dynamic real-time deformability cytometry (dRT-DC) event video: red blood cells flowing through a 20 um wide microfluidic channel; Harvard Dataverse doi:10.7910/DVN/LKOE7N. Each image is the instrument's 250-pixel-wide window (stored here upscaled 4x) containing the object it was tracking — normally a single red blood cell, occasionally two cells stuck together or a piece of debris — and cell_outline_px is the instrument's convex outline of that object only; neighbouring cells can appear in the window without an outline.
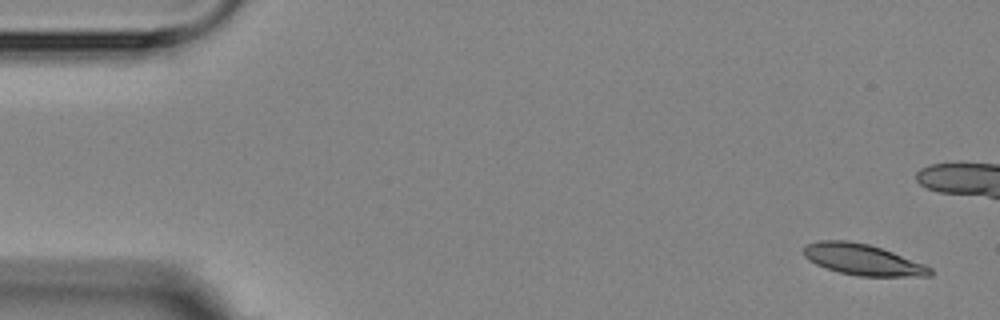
{"species": "Egyptian fruit bat (a non-hibernating species)", "species_latin": "Rousettus aegyptiacus", "temperature_condition": "room temperature", "stored_images_in_passage": 6, "camera_frame_rate_fps": 3000, "um_per_image_px": 0.085, "animal": {"sex": "female"}, "frame": {"image": 1, "passage_image": 1, "time_ms": 0.0, "image_size_px": [1000, 320], "cell_outline_px": [[932, 276], [856, 276], [840, 272], [816, 264], [808, 260], [804, 256], [804, 248], [808, 244], [820, 240], [848, 240], [868, 244], [892, 252], [924, 264], [932, 268]], "centroid_in_image_um": [73.33, 22.07], "position_along_channel_um": 11.7, "area_um2": 22.66}}